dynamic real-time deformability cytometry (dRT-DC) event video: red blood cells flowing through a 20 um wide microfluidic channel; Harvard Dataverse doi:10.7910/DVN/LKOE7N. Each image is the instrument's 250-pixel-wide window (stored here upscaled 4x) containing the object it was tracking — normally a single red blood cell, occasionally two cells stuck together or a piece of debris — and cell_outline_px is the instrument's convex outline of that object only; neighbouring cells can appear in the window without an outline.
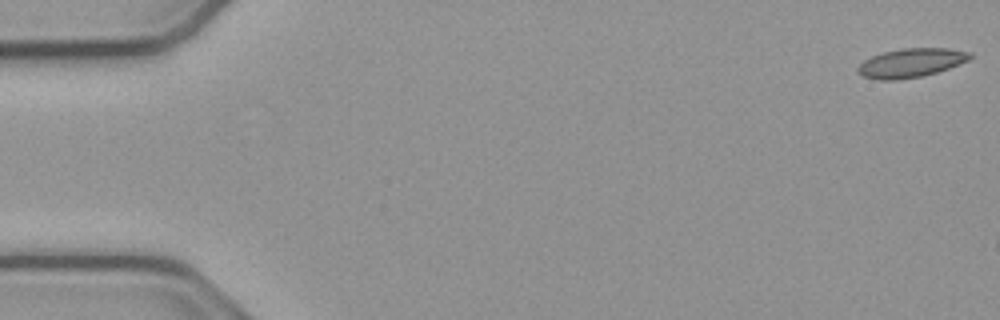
{"species": "common noctule bat (a hibernating species)", "species_latin": "Nyctalus noctula", "temperature_condition": "cold", "stored_images_in_passage": 11, "camera_frame_rate_fps": 3000, "um_per_image_px": 0.085, "animal": {"sex": "male", "body_mass_g": 23.1, "forearm_length_mm": 52.7}, "frame": {"image": 1, "passage_image": 1, "time_ms": 0.0, "image_size_px": [1000, 320], "cell_outline_px": [[972, 56], [968, 60], [948, 68], [924, 76], [892, 80], [880, 80], [860, 76], [856, 68], [864, 60], [872, 56], [884, 52], [904, 48], [948, 48], [972, 52]], "centroid_in_image_um": [77.42, 5.34], "position_along_channel_um": 7.6, "area_um2": 18.84}}